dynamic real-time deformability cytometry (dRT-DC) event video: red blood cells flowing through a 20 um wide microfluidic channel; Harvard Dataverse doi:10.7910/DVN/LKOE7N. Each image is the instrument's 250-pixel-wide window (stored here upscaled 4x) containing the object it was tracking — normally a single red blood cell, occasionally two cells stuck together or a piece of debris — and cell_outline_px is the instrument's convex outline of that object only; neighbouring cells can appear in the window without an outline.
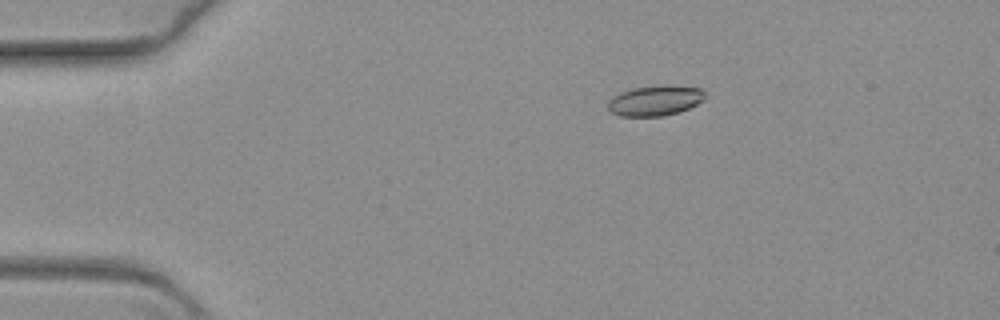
{"species": "common noctule bat (a hibernating species)", "species_latin": "Nyctalus noctula", "temperature_condition": "warm", "stored_images_in_passage": 54, "camera_frame_rate_fps": 3000, "um_per_image_px": 0.085, "animal": {"sex": "female", "body_mass_g": 19.3, "forearm_length_mm": 54.1}, "frame": {"image": 1, "passage_image": 1, "time_ms": 0.0, "image_size_px": [1000, 320], "cell_outline_px": [[704, 100], [688, 108], [664, 116], [620, 116], [612, 112], [608, 108], [608, 100], [612, 96], [620, 92], [632, 88], [660, 84], [664, 84], [700, 88], [704, 92]], "centroid_in_image_um": [55.65, 8.53], "position_along_channel_um": 29.3, "area_um2": 17.22}}
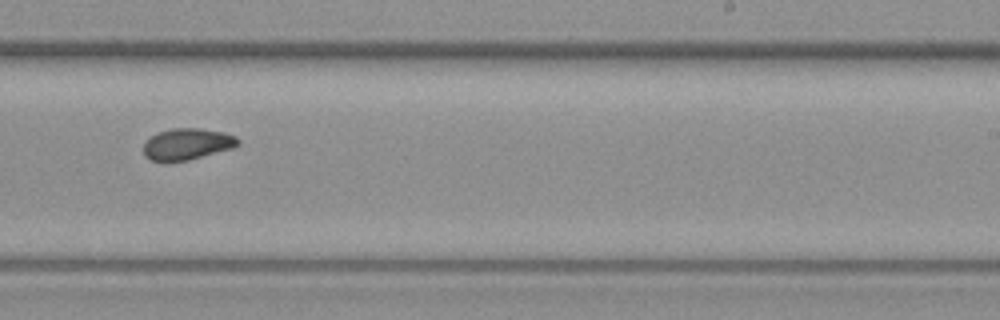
{"frame": {"image": 2, "passage_image": 30, "time_ms": 9.667, "image_size_px": [1000, 320], "cell_outline_px": [[240, 144], [232, 148], [188, 160], [152, 160], [144, 156], [144, 144], [156, 132], [172, 128], [200, 128], [224, 132], [236, 136], [240, 140]], "centroid_in_image_um": [15.94, 12.22], "position_along_channel_um": 273.1, "area_um2": 17.11}}
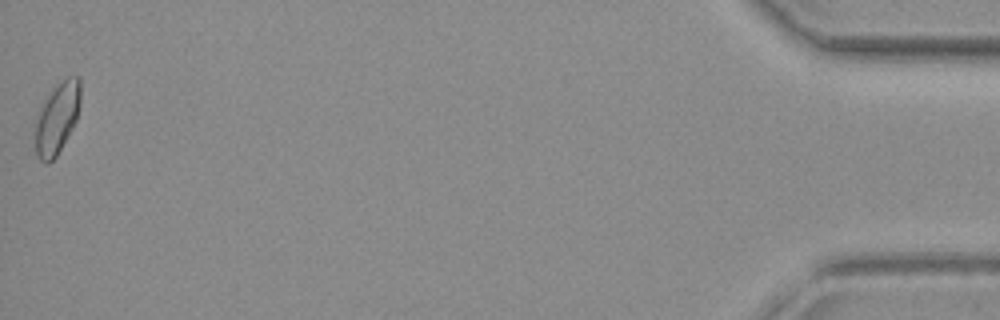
{"frame": {"image": 3, "passage_image": 54, "time_ms": 17.667, "image_size_px": [1000, 320], "cell_outline_px": [[80, 104], [76, 120], [72, 128], [56, 156], [48, 164], [44, 164], [36, 156], [32, 132], [32, 124], [40, 104], [48, 92], [60, 80], [68, 76], [80, 76]], "centroid_in_image_um": [4.77, 10.03], "position_along_channel_um": 430.4, "area_um2": 19.83}}